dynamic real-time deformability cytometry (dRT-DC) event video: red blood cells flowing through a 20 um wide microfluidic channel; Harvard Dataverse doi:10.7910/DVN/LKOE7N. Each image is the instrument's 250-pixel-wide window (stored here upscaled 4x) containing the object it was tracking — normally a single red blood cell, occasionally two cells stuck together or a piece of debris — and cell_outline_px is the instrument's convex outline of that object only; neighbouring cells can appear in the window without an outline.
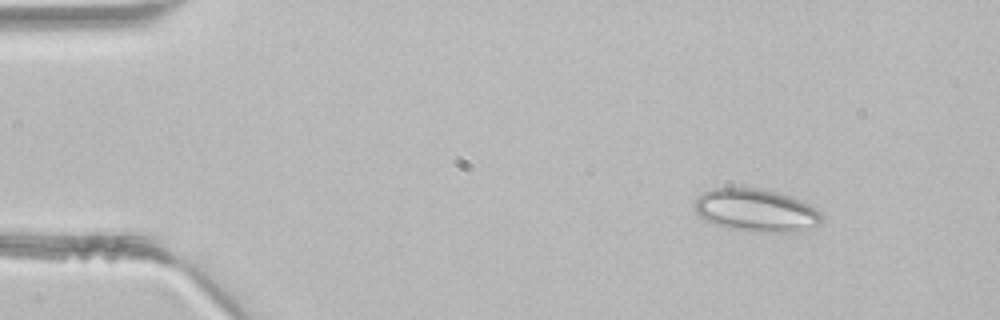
{"species": "common noctule bat (a hibernating species)", "species_latin": "Nyctalus noctula", "temperature_condition": "room temperature", "stored_images_in_passage": 4, "camera_frame_rate_fps": 3000, "um_per_image_px": 0.085, "animal": {"sex": "male", "body_mass_g": 21.5, "forearm_length_mm": 52.0}, "frame": {"image": 1, "passage_image": 1, "time_ms": 0.0, "image_size_px": [1000, 320], "cell_outline_px": [[820, 224], [804, 232], [768, 232], [736, 228], [716, 224], [700, 216], [692, 208], [692, 204], [704, 192], [712, 188], [760, 188], [792, 196], [804, 200], [816, 208], [820, 212]], "centroid_in_image_um": [64.32, 17.86], "position_along_channel_um": 20.7, "area_um2": 31.56}}
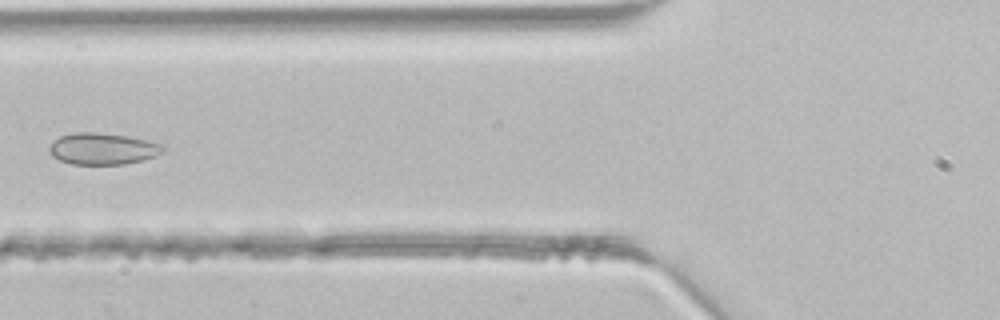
{"frame": {"image": 2, "passage_image": 4, "time_ms": 1.0, "image_size_px": [1000, 320], "cell_outline_px": [[164, 148], [156, 156], [144, 160], [124, 164], [72, 164], [60, 160], [52, 156], [48, 148], [60, 136], [72, 132], [96, 132], [128, 136], [148, 140], [164, 144]], "centroid_in_image_um": [8.75, 12.64], "position_along_channel_um": 117.1, "area_um2": 20.92}}